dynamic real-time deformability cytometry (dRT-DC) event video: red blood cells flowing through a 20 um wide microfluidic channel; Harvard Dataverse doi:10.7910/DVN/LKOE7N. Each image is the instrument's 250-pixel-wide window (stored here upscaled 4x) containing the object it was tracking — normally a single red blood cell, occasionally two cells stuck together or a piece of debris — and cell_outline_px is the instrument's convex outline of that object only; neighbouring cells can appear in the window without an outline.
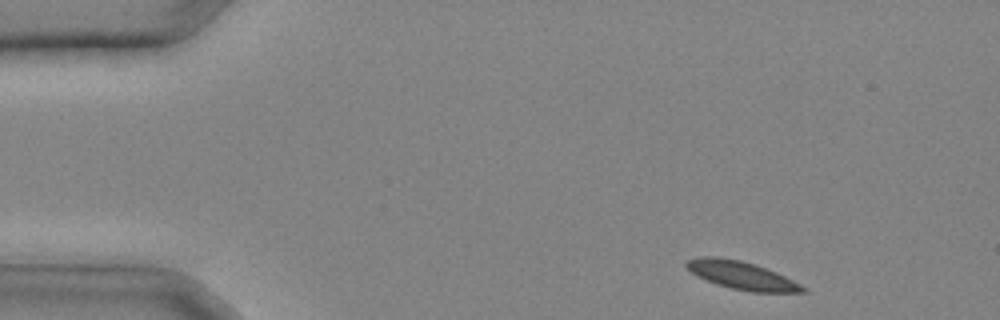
{"species": "common noctule bat (a hibernating species)", "species_latin": "Nyctalus noctula", "temperature_condition": "cold", "stored_images_in_passage": 30, "camera_frame_rate_fps": 3000, "um_per_image_px": 0.085, "animal": {"sex": "male", "body_mass_g": 20.4}, "frame": {"image": 1, "passage_image": 1, "time_ms": 0.0, "image_size_px": [1000, 320], "cell_outline_px": [[808, 292], [752, 292], [732, 288], [716, 284], [696, 276], [684, 264], [688, 260], [696, 256], [716, 256], [740, 260], [756, 264], [776, 272], [808, 288]], "centroid_in_image_um": [63.03, 23.39], "position_along_channel_um": 22.0, "area_um2": 19.02}}